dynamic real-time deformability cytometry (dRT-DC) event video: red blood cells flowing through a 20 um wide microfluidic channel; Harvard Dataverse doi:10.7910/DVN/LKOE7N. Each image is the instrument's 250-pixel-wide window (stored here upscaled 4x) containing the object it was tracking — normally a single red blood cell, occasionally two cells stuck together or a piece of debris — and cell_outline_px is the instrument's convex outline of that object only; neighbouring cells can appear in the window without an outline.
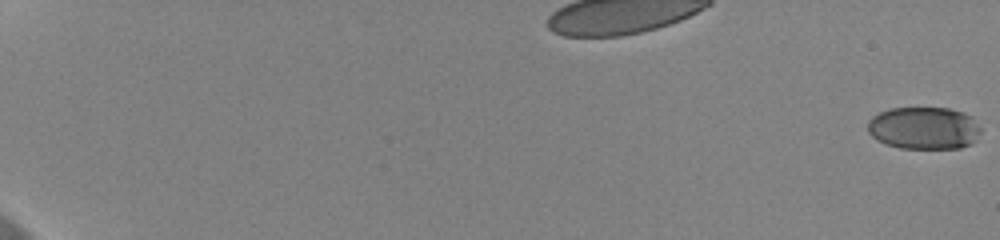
{"species": "human", "species_latin": "Homo sapiens", "temperature_condition": "cold", "stored_images_in_passage": 60, "camera_frame_rate_fps": 3000, "um_per_image_px": 0.085, "donor": {"sex": "female"}, "frame": {"image": 1, "passage_image": 1, "time_ms": 0.0, "image_size_px": [1000, 240], "cell_outline_px": [[980, 132], [972, 144], [960, 148], [900, 148], [884, 144], [876, 140], [868, 132], [868, 120], [872, 116], [880, 112], [892, 108], [948, 108], [964, 112], [972, 116], [980, 128]], "centroid_in_image_um": [78.53, 10.89], "position_along_channel_um": 6.5, "area_um2": 28.15}}
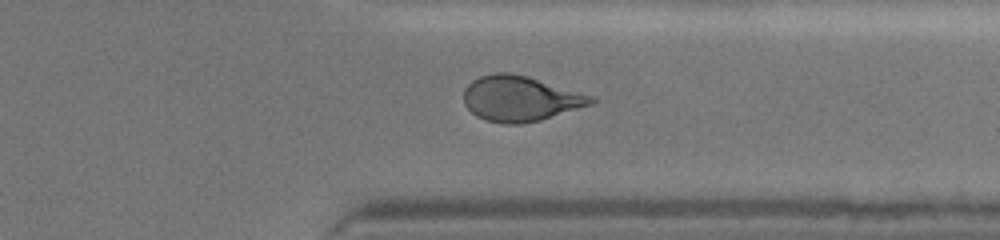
{"frame": {"image": 2, "passage_image": 50, "time_ms": 16.333, "image_size_px": [1000, 240], "cell_outline_px": [[596, 100], [592, 104], [540, 120], [520, 124], [504, 124], [484, 120], [476, 116], [464, 104], [464, 88], [472, 80], [480, 76], [492, 72], [512, 72], [528, 76], [596, 96]], "centroid_in_image_um": [44.22, 8.36], "position_along_channel_um": 367.2, "area_um2": 33.99}}
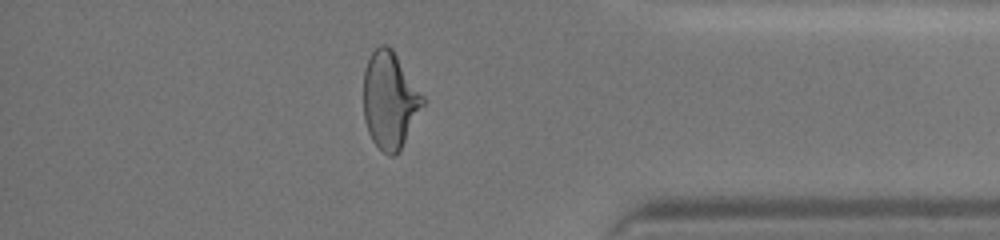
{"frame": {"image": 3, "passage_image": 54, "time_ms": 17.667, "image_size_px": [1000, 240], "cell_outline_px": [[424, 104], [400, 152], [396, 156], [388, 156], [372, 140], [368, 132], [364, 120], [364, 68], [372, 52], [380, 44], [388, 44], [392, 48], [424, 96]], "centroid_in_image_um": [33.13, 8.52], "position_along_channel_um": 402.1, "area_um2": 33.58}, "authors_computed_cell_mechanics": {"area_um2": 32.8882, "velocity_mm_per_s": 3.6553, "shape_relaxation_time_tau1_ms": 6.4901, "shape_relaxation_time_tau2_ms": 1.2122, "deformation_change_tau1": 0.1926, "deformation_change_tau2": 0.0702}}